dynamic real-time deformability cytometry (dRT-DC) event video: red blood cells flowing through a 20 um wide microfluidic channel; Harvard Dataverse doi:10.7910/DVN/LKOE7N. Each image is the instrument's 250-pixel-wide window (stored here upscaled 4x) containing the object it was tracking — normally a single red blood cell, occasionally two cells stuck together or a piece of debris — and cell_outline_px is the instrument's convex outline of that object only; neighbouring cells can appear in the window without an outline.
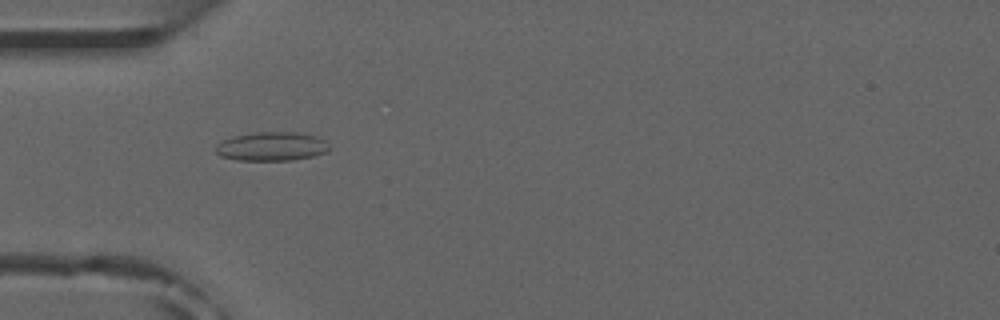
{"species": "common noctule bat (a hibernating species)", "species_latin": "Nyctalus noctula", "temperature_condition": "room temperature", "stored_images_in_passage": 3, "camera_frame_rate_fps": 3000, "um_per_image_px": 0.085, "animal": {"sex": "male", "forearm_length_mm": 52.5}, "frame": {"image": 1, "passage_image": 2, "time_ms": 1.333, "image_size_px": [1000, 320], "cell_outline_px": [[332, 148], [328, 152], [312, 156], [292, 160], [236, 160], [220, 156], [216, 152], [216, 144], [232, 136], [256, 132], [296, 132], [316, 136], [324, 140]], "centroid_in_image_um": [23.11, 12.44], "position_along_channel_um": 61.9, "area_um2": 19.19}}
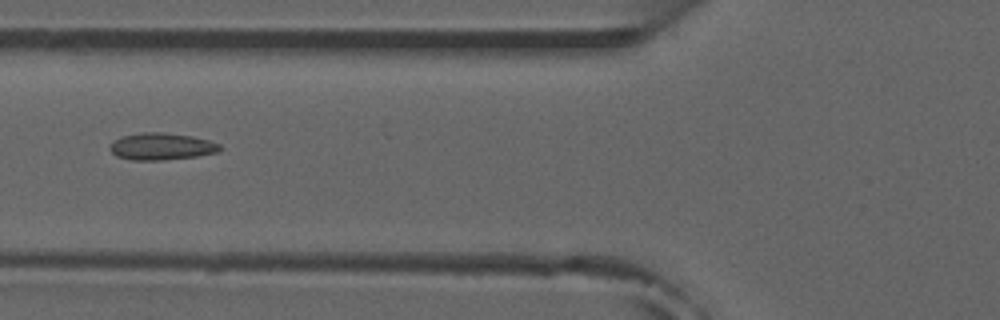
{"frame": {"image": 2, "passage_image": 3, "time_ms": 2.667, "image_size_px": [1000, 320], "cell_outline_px": [[224, 148], [220, 152], [196, 156], [160, 160], [132, 160], [116, 156], [108, 148], [108, 144], [112, 140], [120, 136], [140, 132], [164, 132], [192, 136], [208, 140], [220, 144]], "centroid_in_image_um": [13.7, 12.44], "position_along_channel_um": 112.1, "area_um2": 17.63}}